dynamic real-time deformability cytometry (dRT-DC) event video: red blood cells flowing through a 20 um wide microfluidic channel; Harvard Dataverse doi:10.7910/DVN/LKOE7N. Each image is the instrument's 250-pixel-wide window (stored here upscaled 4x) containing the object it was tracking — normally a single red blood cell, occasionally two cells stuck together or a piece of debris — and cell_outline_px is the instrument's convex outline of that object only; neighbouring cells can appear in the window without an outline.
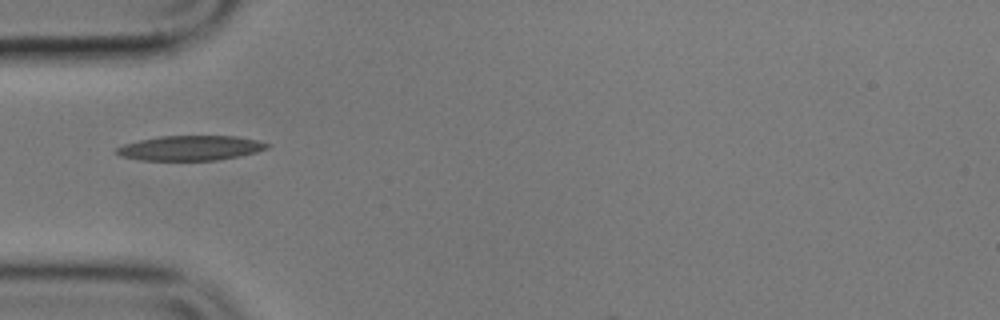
{"species": "common noctule bat (a hibernating species)", "species_latin": "Nyctalus noctula", "temperature_condition": "cold", "stored_images_in_passage": 6, "camera_frame_rate_fps": 3000, "um_per_image_px": 0.085, "animal": {"sex": "male", "body_mass_g": 17.9}, "frame": {"image": 1, "passage_image": 5, "time_ms": 5.333, "image_size_px": [1000, 320], "cell_outline_px": [[272, 144], [268, 148], [256, 152], [240, 156], [216, 160], [140, 160], [120, 156], [116, 152], [116, 148], [124, 144], [140, 140], [160, 136], [236, 136], [256, 140]], "centroid_in_image_um": [16.2, 12.58], "position_along_channel_um": 68.8, "area_um2": 21.73}}